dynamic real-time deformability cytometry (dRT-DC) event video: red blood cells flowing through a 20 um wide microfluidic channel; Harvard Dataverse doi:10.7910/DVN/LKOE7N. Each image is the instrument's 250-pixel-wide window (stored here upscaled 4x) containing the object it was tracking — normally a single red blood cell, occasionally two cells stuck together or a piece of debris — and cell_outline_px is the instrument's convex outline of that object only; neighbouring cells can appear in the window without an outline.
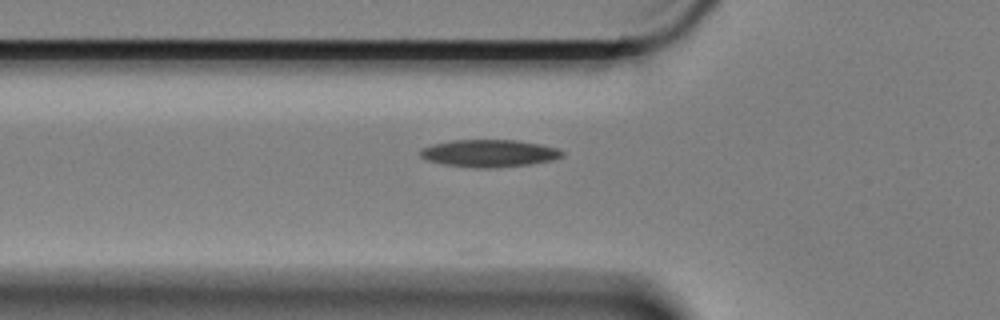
{"species": "Egyptian fruit bat (a non-hibernating species)", "species_latin": "Rousettus aegyptiacus", "temperature_condition": "cold", "stored_images_in_passage": 5, "camera_frame_rate_fps": 3000, "um_per_image_px": 0.085, "animal": {"sex": "female"}, "frame": {"image": 1, "passage_image": 3, "time_ms": 0.667, "image_size_px": [1000, 320], "cell_outline_px": [[564, 156], [552, 160], [528, 164], [496, 168], [476, 168], [444, 164], [428, 160], [420, 156], [420, 148], [432, 144], [452, 140], [516, 140], [540, 144], [556, 148], [564, 152]], "centroid_in_image_um": [41.57, 13.03], "position_along_channel_um": 84.2, "area_um2": 22.6}}